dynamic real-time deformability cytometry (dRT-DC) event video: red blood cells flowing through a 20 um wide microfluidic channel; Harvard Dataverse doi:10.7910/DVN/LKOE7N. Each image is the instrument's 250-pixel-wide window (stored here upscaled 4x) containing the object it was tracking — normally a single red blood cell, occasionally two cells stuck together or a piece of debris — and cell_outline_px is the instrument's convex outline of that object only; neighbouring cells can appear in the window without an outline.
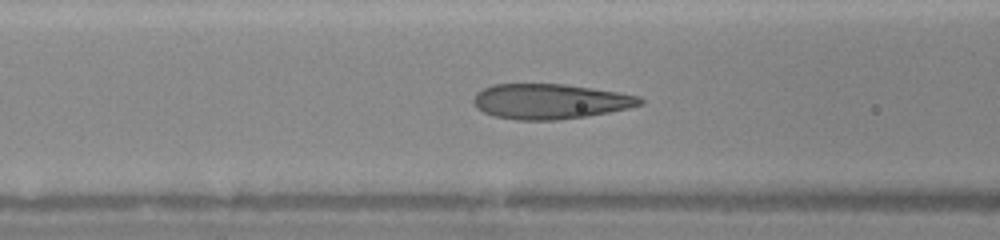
{"species": "human", "species_latin": "Homo sapiens", "temperature_condition": "warm", "stored_images_in_passage": 45, "camera_frame_rate_fps": 3000, "um_per_image_px": 0.085, "donor": {"sex": "female"}, "frame": {"image": 1, "passage_image": 18, "time_ms": 5.667, "image_size_px": [1000, 240], "cell_outline_px": [[644, 104], [628, 108], [608, 112], [584, 116], [556, 120], [516, 120], [496, 116], [484, 112], [476, 108], [472, 100], [476, 92], [492, 84], [564, 84], [592, 88], [640, 96], [644, 100]], "centroid_in_image_um": [46.74, 8.61], "position_along_channel_um": 119.9, "area_um2": 33.99}}
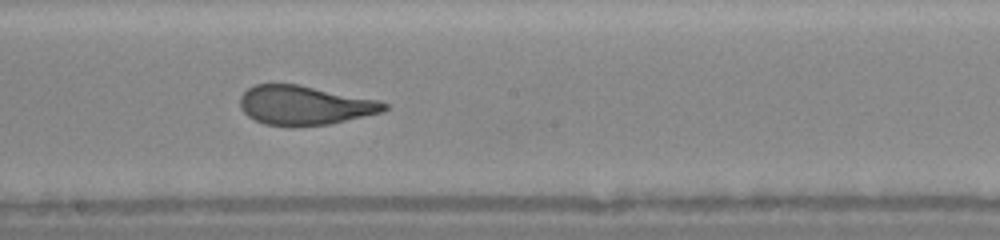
{"frame": {"image": 2, "passage_image": 25, "time_ms": 8.0, "image_size_px": [1000, 240], "cell_outline_px": [[388, 108], [384, 112], [328, 124], [264, 124], [248, 116], [240, 108], [240, 96], [248, 88], [256, 84], [296, 84], [380, 100], [388, 104]], "centroid_in_image_um": [25.92, 8.92], "position_along_channel_um": 222.3, "area_um2": 32.31}}
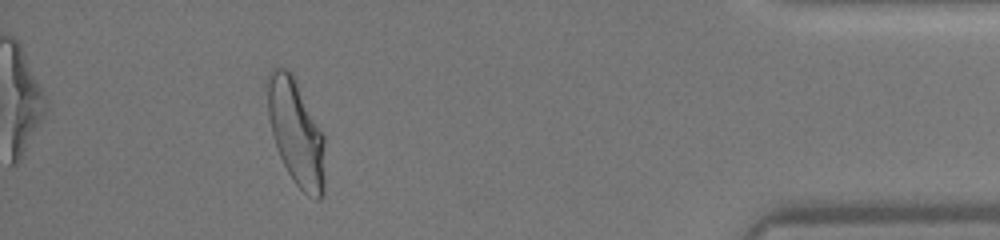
{"frame": {"image": 3, "passage_image": 41, "time_ms": 13.333, "image_size_px": [1000, 240], "cell_outline_px": [[324, 196], [320, 200], [316, 200], [308, 196], [296, 184], [288, 172], [280, 156], [272, 132], [268, 116], [264, 80], [268, 72], [272, 68], [284, 68], [292, 72], [324, 136]], "centroid_in_image_um": [25.14, 11.22], "position_along_channel_um": 410.1, "area_um2": 35.72}}